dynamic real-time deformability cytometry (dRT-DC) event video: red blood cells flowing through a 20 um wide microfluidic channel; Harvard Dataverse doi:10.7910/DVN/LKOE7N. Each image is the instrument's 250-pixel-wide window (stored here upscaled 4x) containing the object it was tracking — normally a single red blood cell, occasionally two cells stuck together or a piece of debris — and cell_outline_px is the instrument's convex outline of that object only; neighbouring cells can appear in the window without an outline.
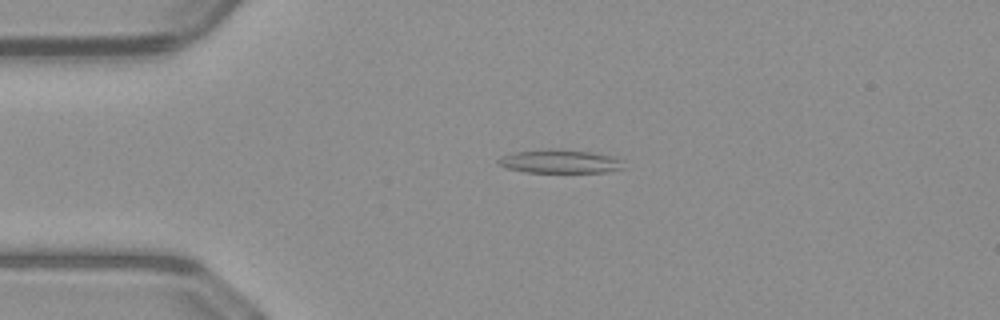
{"species": "common noctule bat (a hibernating species)", "species_latin": "Nyctalus noctula", "temperature_condition": "warm", "stored_images_in_passage": 51, "camera_frame_rate_fps": 3000, "um_per_image_px": 0.085, "animal": {"sex": "male", "body_mass_g": 23.1, "forearm_length_mm": 52.7}, "frame": {"image": 1, "passage_image": 12, "time_ms": 3.667, "image_size_px": [1000, 320], "cell_outline_px": [[628, 168], [604, 172], [524, 172], [508, 168], [496, 164], [496, 160], [504, 156], [516, 152], [592, 152], [616, 156], [624, 160]], "centroid_in_image_um": [47.75, 13.78], "position_along_channel_um": 37.3, "area_um2": 16.42}}
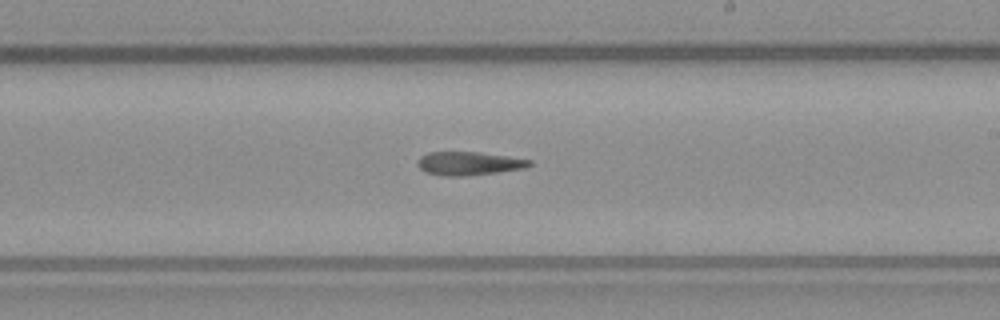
{"frame": {"image": 2, "passage_image": 30, "time_ms": 9.667, "image_size_px": [1000, 320], "cell_outline_px": [[532, 164], [524, 168], [496, 172], [464, 176], [440, 176], [424, 172], [416, 164], [420, 156], [428, 152], [480, 152], [508, 156], [532, 160]], "centroid_in_image_um": [39.81, 13.89], "position_along_channel_um": 249.2, "area_um2": 15.37}}
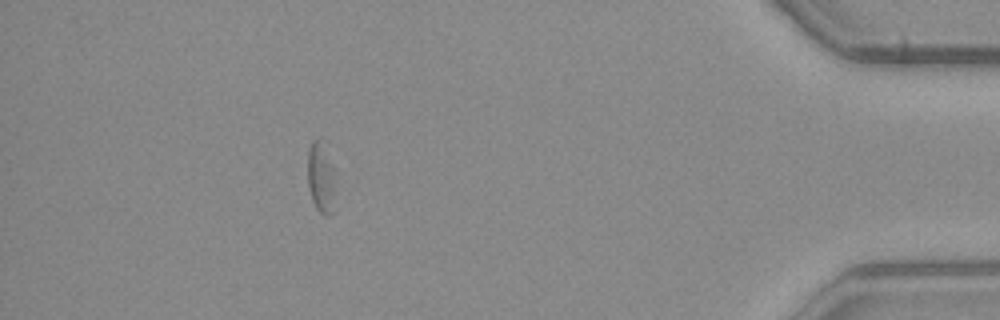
{"frame": {"image": 3, "passage_image": 46, "time_ms": 15.0, "image_size_px": [1000, 320], "cell_outline_px": [[336, 192], [332, 212], [328, 216], [324, 216], [316, 208], [312, 200], [308, 184], [308, 148], [312, 140], [316, 136], [320, 136], [336, 168]], "centroid_in_image_um": [27.33, 15.03], "position_along_channel_um": 407.9, "area_um2": 12.31}}